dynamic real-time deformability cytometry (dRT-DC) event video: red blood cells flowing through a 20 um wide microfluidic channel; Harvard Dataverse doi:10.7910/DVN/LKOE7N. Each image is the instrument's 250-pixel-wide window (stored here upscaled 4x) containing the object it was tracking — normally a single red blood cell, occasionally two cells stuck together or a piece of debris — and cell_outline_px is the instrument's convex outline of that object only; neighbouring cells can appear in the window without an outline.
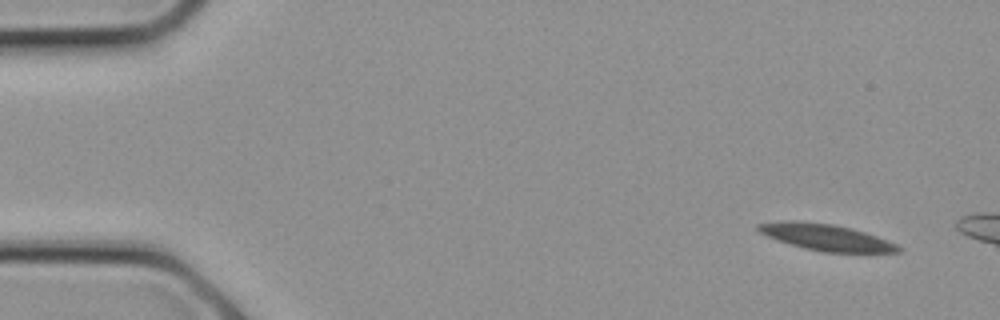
{"species": "common noctule bat (a hibernating species)", "species_latin": "Nyctalus noctula", "temperature_condition": "cold", "stored_images_in_passage": 5, "camera_frame_rate_fps": 3000, "um_per_image_px": 0.085, "animal": {"sex": "female", "body_mass_g": 21.9}, "frame": {"image": 1, "passage_image": 1, "time_ms": 0.0, "image_size_px": [1000, 320], "cell_outline_px": [[900, 252], [824, 252], [804, 248], [776, 240], [760, 232], [756, 228], [756, 224], [780, 220], [800, 220], [832, 224], [852, 228], [876, 236], [896, 244], [900, 248]], "centroid_in_image_um": [70.14, 20.15], "position_along_channel_um": 14.9, "area_um2": 21.5}}